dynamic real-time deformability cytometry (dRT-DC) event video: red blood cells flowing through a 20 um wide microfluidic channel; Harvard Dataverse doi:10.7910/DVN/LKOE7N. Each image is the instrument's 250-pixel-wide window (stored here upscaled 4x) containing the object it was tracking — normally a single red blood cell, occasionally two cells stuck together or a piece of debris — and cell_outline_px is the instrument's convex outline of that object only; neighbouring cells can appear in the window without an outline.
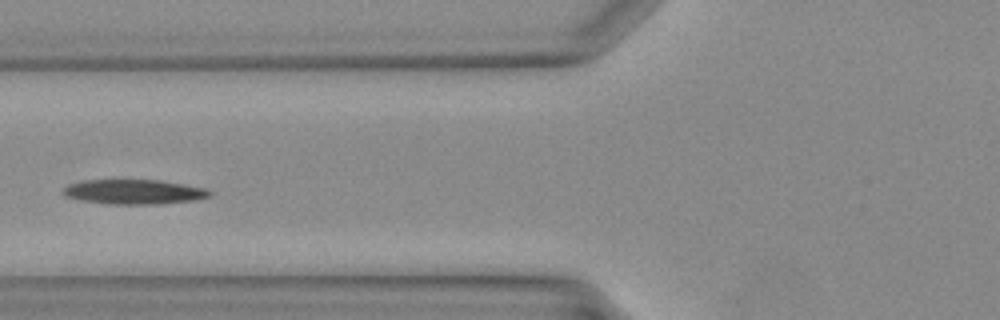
{"species": "Egyptian fruit bat (a non-hibernating species)", "species_latin": "Rousettus aegyptiacus", "temperature_condition": "warm", "stored_images_in_passage": 28, "camera_frame_rate_fps": 3000, "um_per_image_px": 0.085, "animal": {"sex": "female"}, "frame": {"image": 1, "passage_image": 5, "time_ms": 1.333, "image_size_px": [1000, 320], "cell_outline_px": [[212, 196], [196, 200], [160, 204], [112, 204], [84, 200], [64, 196], [64, 188], [68, 184], [84, 180], [160, 180], [208, 188], [212, 192]], "centroid_in_image_um": [11.47, 16.3], "position_along_channel_um": 114.3, "area_um2": 21.1}}